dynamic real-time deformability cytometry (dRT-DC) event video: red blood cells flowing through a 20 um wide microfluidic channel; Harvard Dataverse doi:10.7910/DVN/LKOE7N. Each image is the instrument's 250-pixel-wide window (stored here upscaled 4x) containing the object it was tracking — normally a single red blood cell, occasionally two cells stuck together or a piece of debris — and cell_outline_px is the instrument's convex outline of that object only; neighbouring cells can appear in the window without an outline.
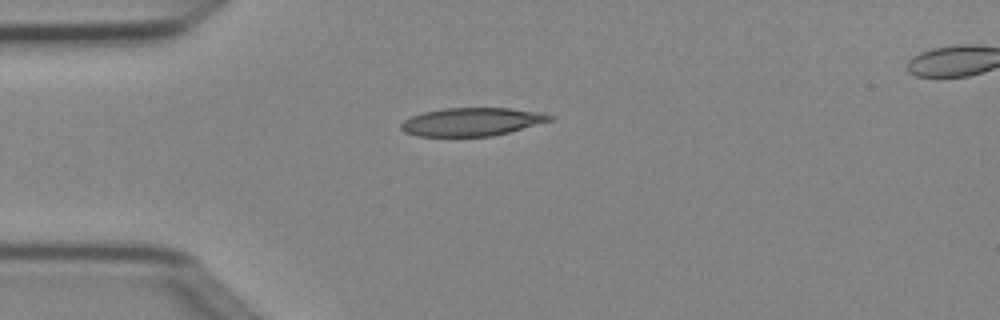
{"species": "Egyptian fruit bat (a non-hibernating species)", "species_latin": "Rousettus aegyptiacus", "temperature_condition": "cold", "stored_images_in_passage": 4, "camera_frame_rate_fps": 3000, "um_per_image_px": 0.085, "animal": {"sex": "female"}, "frame": {"image": 1, "passage_image": 4, "time_ms": 1.0, "image_size_px": [1000, 320], "cell_outline_px": [[552, 120], [508, 132], [492, 136], [416, 136], [404, 132], [400, 128], [400, 124], [404, 120], [412, 116], [424, 112], [444, 108], [508, 108], [544, 112], [552, 116]], "centroid_in_image_um": [40.08, 10.35], "position_along_channel_um": 44.9, "area_um2": 24.33}}